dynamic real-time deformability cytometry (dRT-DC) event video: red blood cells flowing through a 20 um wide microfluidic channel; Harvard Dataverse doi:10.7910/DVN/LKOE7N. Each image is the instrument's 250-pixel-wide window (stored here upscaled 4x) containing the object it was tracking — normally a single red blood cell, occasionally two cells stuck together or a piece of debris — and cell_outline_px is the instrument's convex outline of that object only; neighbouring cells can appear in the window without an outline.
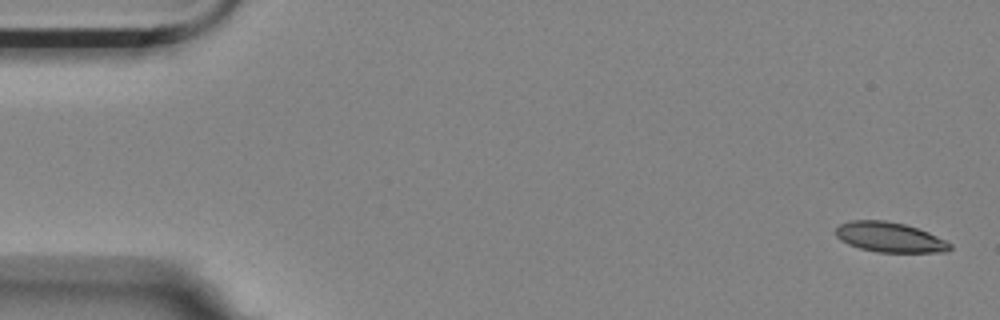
{"species": "Egyptian fruit bat (a non-hibernating species)", "species_latin": "Rousettus aegyptiacus", "temperature_condition": "room temperature", "stored_images_in_passage": 5, "camera_frame_rate_fps": 3000, "um_per_image_px": 0.085, "animal": {"sex": "female"}, "frame": {"image": 1, "passage_image": 1, "time_ms": 0.0, "image_size_px": [1000, 320], "cell_outline_px": [[952, 248], [948, 252], [876, 252], [860, 248], [848, 244], [840, 240], [836, 236], [836, 228], [840, 224], [848, 220], [884, 220], [904, 224], [928, 232], [952, 244]], "centroid_in_image_um": [75.61, 20.16], "position_along_channel_um": 9.4, "area_um2": 19.94}}
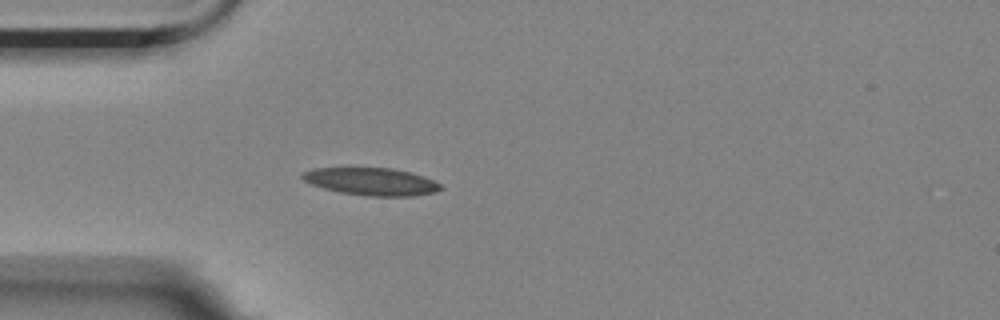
{"frame": {"image": 2, "passage_image": 5, "time_ms": 1.333, "image_size_px": [1000, 320], "cell_outline_px": [[444, 188], [436, 192], [412, 196], [368, 196], [340, 192], [324, 188], [312, 184], [304, 180], [300, 176], [304, 172], [312, 168], [392, 168], [408, 172], [432, 180], [440, 184]], "centroid_in_image_um": [31.56, 15.44], "position_along_channel_um": 53.4, "area_um2": 21.91}}